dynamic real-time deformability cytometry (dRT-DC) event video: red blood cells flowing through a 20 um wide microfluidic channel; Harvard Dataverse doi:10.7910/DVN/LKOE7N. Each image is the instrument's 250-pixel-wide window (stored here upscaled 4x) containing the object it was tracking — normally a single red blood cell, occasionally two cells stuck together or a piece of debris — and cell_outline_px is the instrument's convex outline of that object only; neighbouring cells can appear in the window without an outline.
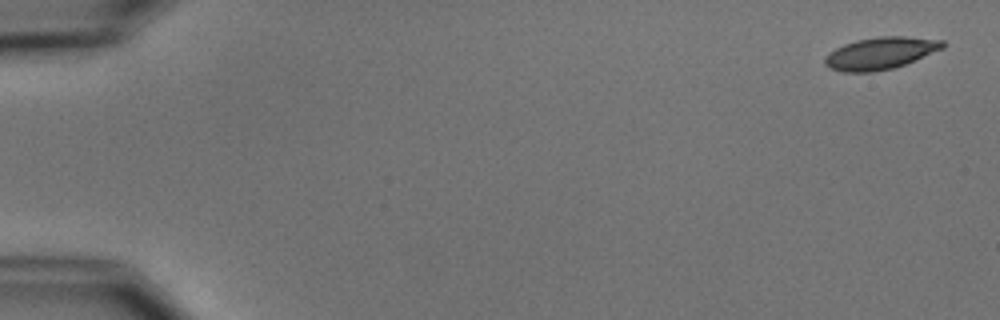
{"species": "common noctule bat (a hibernating species)", "species_latin": "Nyctalus noctula", "temperature_condition": "cold", "stored_images_in_passage": 6, "camera_frame_rate_fps": 3000, "um_per_image_px": 0.085, "animal": {"sex": "male", "body_mass_g": 15.6}, "frame": {"image": 1, "passage_image": 1, "time_ms": 0.0, "image_size_px": [1000, 320], "cell_outline_px": [[948, 44], [944, 48], [904, 64], [892, 68], [872, 72], [844, 72], [832, 68], [824, 64], [824, 56], [828, 52], [844, 44], [856, 40], [880, 36], [904, 36], [944, 40]], "centroid_in_image_um": [74.84, 4.51], "position_along_channel_um": 10.2, "area_um2": 22.02}}